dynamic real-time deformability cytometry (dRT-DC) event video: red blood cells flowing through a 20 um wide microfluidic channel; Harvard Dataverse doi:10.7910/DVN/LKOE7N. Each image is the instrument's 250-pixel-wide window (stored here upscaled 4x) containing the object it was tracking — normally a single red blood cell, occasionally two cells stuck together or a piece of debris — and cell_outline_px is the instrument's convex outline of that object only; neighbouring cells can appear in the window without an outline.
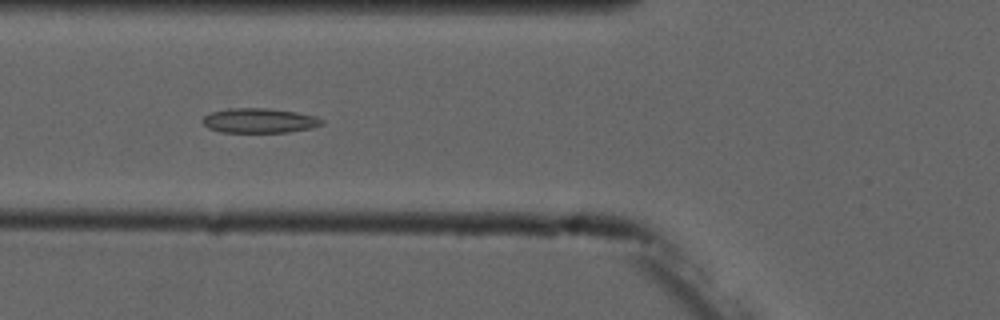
{"species": "common noctule bat (a hibernating species)", "species_latin": "Nyctalus noctula", "temperature_condition": "cold", "stored_images_in_passage": 10, "camera_frame_rate_fps": 3000, "um_per_image_px": 0.085, "animal": {"sex": "male", "forearm_length_mm": 52.5}, "frame": {"image": 1, "passage_image": 6, "time_ms": 5.667, "image_size_px": [1000, 320], "cell_outline_px": [[324, 124], [312, 128], [288, 132], [220, 132], [208, 128], [200, 120], [204, 116], [212, 112], [228, 108], [268, 108], [296, 112], [316, 116], [324, 120]], "centroid_in_image_um": [22.05, 10.25], "position_along_channel_um": 103.7, "area_um2": 17.28}}
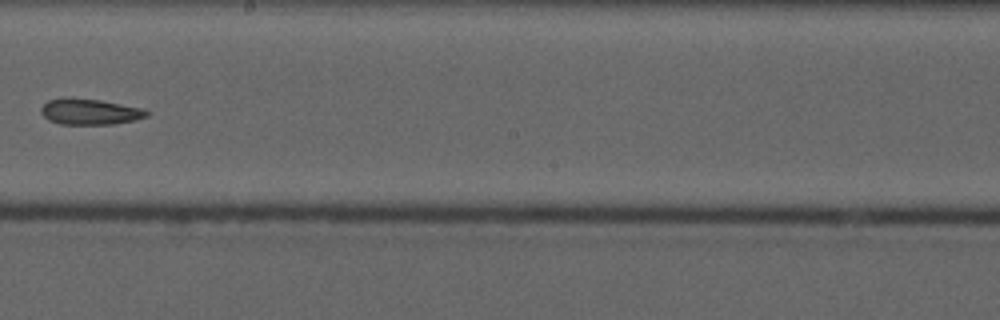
{"frame": {"image": 2, "passage_image": 9, "time_ms": 9.333, "image_size_px": [1000, 320], "cell_outline_px": [[148, 116], [136, 120], [112, 124], [60, 124], [48, 120], [40, 112], [40, 108], [48, 100], [100, 100], [144, 108], [148, 112]], "centroid_in_image_um": [7.69, 9.53], "position_along_channel_um": 240.5, "area_um2": 15.43}}
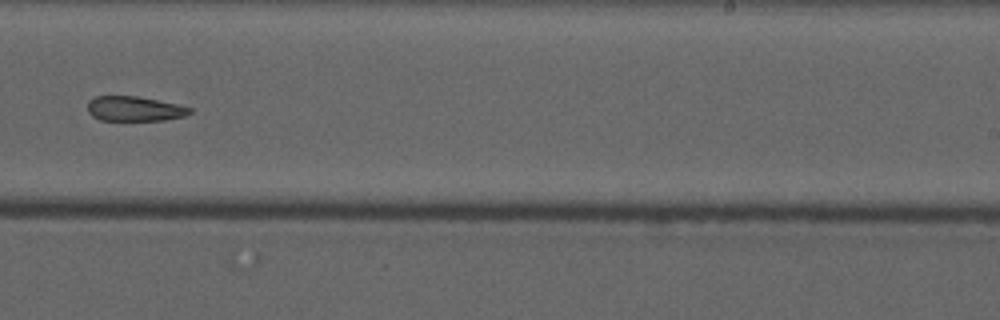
{"frame": {"image": 3, "passage_image": 10, "time_ms": 10.333, "image_size_px": [1000, 320], "cell_outline_px": [[192, 112], [184, 116], [164, 120], [100, 120], [92, 116], [88, 112], [88, 100], [96, 96], [136, 96], [176, 104], [192, 108]], "centroid_in_image_um": [11.4, 9.24], "position_along_channel_um": 277.6, "area_um2": 14.68}}